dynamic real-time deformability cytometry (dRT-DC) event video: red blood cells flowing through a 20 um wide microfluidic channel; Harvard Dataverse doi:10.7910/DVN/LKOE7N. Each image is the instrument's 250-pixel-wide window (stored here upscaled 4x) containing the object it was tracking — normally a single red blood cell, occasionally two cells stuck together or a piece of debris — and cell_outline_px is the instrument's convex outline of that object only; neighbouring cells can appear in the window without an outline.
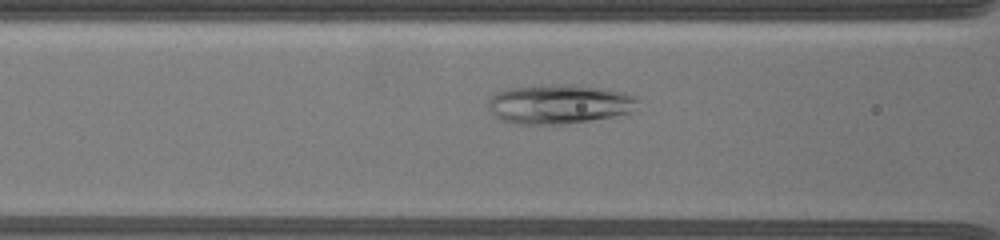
{"species": "common noctule bat (a hibernating species)", "species_latin": "Nyctalus noctula", "temperature_condition": "warm", "stored_images_in_passage": 56, "camera_frame_rate_fps": 3000, "um_per_image_px": 0.085, "animal": {"sex": "female", "body_mass_g": 19.5, "forearm_length_mm": 54.1}, "frame": {"image": 1, "passage_image": 22, "time_ms": 7.0, "image_size_px": [1000, 240], "cell_outline_px": [[640, 112], [588, 120], [560, 124], [520, 124], [500, 120], [488, 108], [488, 100], [496, 92], [504, 88], [548, 84], [576, 84], [604, 88], [624, 92], [636, 96], [640, 100]], "centroid_in_image_um": [47.62, 8.83], "position_along_channel_um": 119.0, "area_um2": 35.14}}
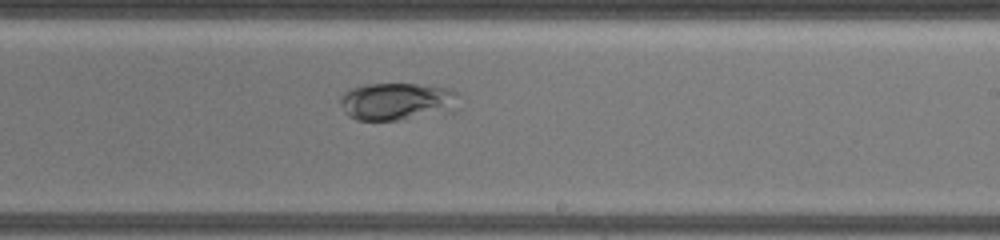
{"frame": {"image": 2, "passage_image": 34, "time_ms": 11.0, "image_size_px": [1000, 240], "cell_outline_px": [[456, 112], [444, 116], [400, 120], [356, 120], [348, 116], [344, 112], [340, 104], [340, 96], [348, 88], [364, 84], [416, 84], [448, 88], [456, 92]], "centroid_in_image_um": [33.78, 8.66], "position_along_channel_um": 255.2, "area_um2": 26.88}}
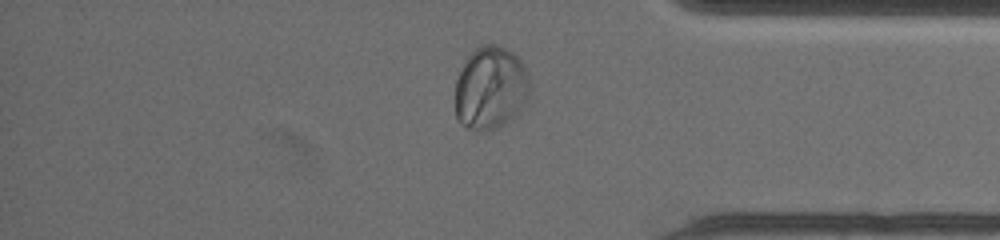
{"frame": {"image": 3, "passage_image": 47, "time_ms": 15.333, "image_size_px": [1000, 240], "cell_outline_px": [[528, 100], [504, 124], [496, 128], [480, 132], [476, 132], [464, 128], [456, 120], [456, 80], [468, 56], [480, 44], [496, 44], [508, 48], [524, 64], [528, 72]], "centroid_in_image_um": [41.68, 7.49], "position_along_channel_um": 393.5, "area_um2": 36.24}}